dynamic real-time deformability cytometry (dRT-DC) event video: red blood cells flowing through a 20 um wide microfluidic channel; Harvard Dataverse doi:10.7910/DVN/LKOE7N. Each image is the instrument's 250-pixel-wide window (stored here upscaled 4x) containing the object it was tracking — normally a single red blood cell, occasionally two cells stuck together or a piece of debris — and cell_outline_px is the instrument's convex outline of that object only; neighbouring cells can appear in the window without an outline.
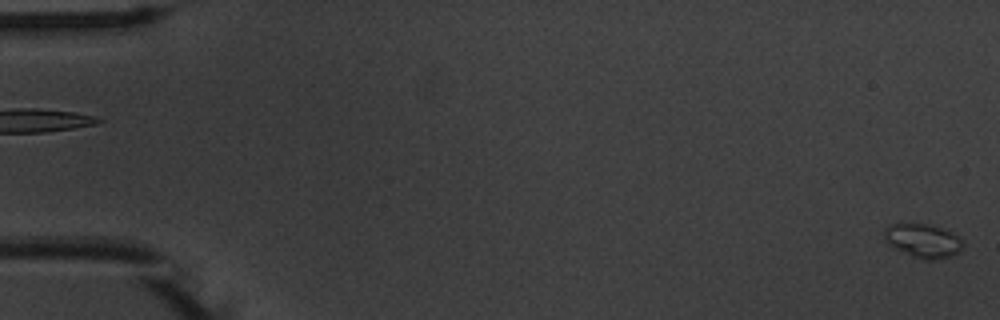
{"species": "common noctule bat (a hibernating species)", "species_latin": "Nyctalus noctula", "temperature_condition": "warm", "stored_images_in_passage": 55, "camera_frame_rate_fps": 3000, "um_per_image_px": 0.085, "animal": {"sex": "male", "body_mass_g": 20.1, "forearm_length_mm": 53.5}, "frame": {"image": 1, "passage_image": 1, "time_ms": 0.0, "image_size_px": [1000, 320], "cell_outline_px": [[964, 244], [960, 252], [952, 256], [936, 260], [924, 260], [912, 256], [892, 248], [888, 244], [884, 236], [884, 228], [888, 224], [924, 224], [940, 228], [956, 236]], "centroid_in_image_um": [78.42, 20.49], "position_along_channel_um": 6.6, "area_um2": 15.43}}
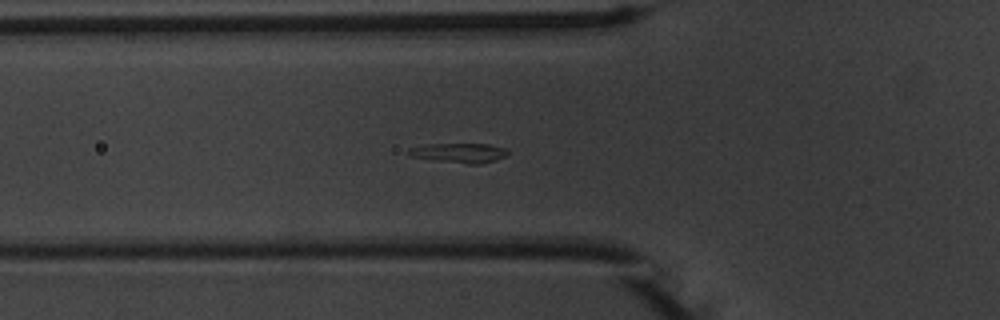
{"frame": {"image": 2, "passage_image": 20, "time_ms": 6.333, "image_size_px": [1000, 320], "cell_outline_px": [[508, 152], [504, 156], [496, 160], [480, 164], [468, 164], [432, 160], [408, 156], [408, 148], [428, 144], [488, 144], [508, 148]], "centroid_in_image_um": [39.02, 13.0], "position_along_channel_um": 86.8, "area_um2": 11.44}}
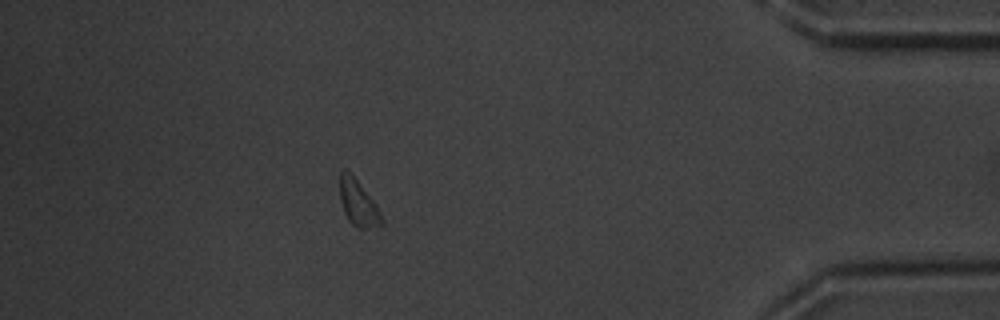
{"frame": {"image": 3, "passage_image": 49, "time_ms": 16.0, "image_size_px": [1000, 320], "cell_outline_px": [[384, 224], [364, 228], [356, 228], [348, 220], [344, 212], [340, 200], [340, 168], [344, 168], [356, 180], [372, 200], [380, 212], [384, 220]], "centroid_in_image_um": [30.42, 17.28], "position_along_channel_um": 404.8, "area_um2": 10.92}}